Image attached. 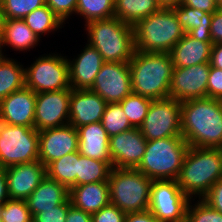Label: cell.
I'll return each instance as SVG.
<instances>
[{
    "instance_id": "1",
    "label": "cell",
    "mask_w": 222,
    "mask_h": 222,
    "mask_svg": "<svg viewBox=\"0 0 222 222\" xmlns=\"http://www.w3.org/2000/svg\"><path fill=\"white\" fill-rule=\"evenodd\" d=\"M181 133L191 147L222 149V100L181 102Z\"/></svg>"
},
{
    "instance_id": "2",
    "label": "cell",
    "mask_w": 222,
    "mask_h": 222,
    "mask_svg": "<svg viewBox=\"0 0 222 222\" xmlns=\"http://www.w3.org/2000/svg\"><path fill=\"white\" fill-rule=\"evenodd\" d=\"M128 63L133 93L152 100L169 98L174 68L170 53L135 50Z\"/></svg>"
},
{
    "instance_id": "3",
    "label": "cell",
    "mask_w": 222,
    "mask_h": 222,
    "mask_svg": "<svg viewBox=\"0 0 222 222\" xmlns=\"http://www.w3.org/2000/svg\"><path fill=\"white\" fill-rule=\"evenodd\" d=\"M220 178L222 149L189 146L176 180L184 194L202 199Z\"/></svg>"
},
{
    "instance_id": "4",
    "label": "cell",
    "mask_w": 222,
    "mask_h": 222,
    "mask_svg": "<svg viewBox=\"0 0 222 222\" xmlns=\"http://www.w3.org/2000/svg\"><path fill=\"white\" fill-rule=\"evenodd\" d=\"M88 43L102 55L104 62L128 63L135 52L134 28L117 17L85 24Z\"/></svg>"
},
{
    "instance_id": "5",
    "label": "cell",
    "mask_w": 222,
    "mask_h": 222,
    "mask_svg": "<svg viewBox=\"0 0 222 222\" xmlns=\"http://www.w3.org/2000/svg\"><path fill=\"white\" fill-rule=\"evenodd\" d=\"M133 28L135 49L140 52L170 53L185 35L173 9H160Z\"/></svg>"
},
{
    "instance_id": "6",
    "label": "cell",
    "mask_w": 222,
    "mask_h": 222,
    "mask_svg": "<svg viewBox=\"0 0 222 222\" xmlns=\"http://www.w3.org/2000/svg\"><path fill=\"white\" fill-rule=\"evenodd\" d=\"M189 148L183 136L147 141L143 158L136 169L154 180H177Z\"/></svg>"
},
{
    "instance_id": "7",
    "label": "cell",
    "mask_w": 222,
    "mask_h": 222,
    "mask_svg": "<svg viewBox=\"0 0 222 222\" xmlns=\"http://www.w3.org/2000/svg\"><path fill=\"white\" fill-rule=\"evenodd\" d=\"M153 181L136 168H114L109 173V200L125 214L149 209Z\"/></svg>"
},
{
    "instance_id": "8",
    "label": "cell",
    "mask_w": 222,
    "mask_h": 222,
    "mask_svg": "<svg viewBox=\"0 0 222 222\" xmlns=\"http://www.w3.org/2000/svg\"><path fill=\"white\" fill-rule=\"evenodd\" d=\"M39 160V131L0 122V167Z\"/></svg>"
},
{
    "instance_id": "9",
    "label": "cell",
    "mask_w": 222,
    "mask_h": 222,
    "mask_svg": "<svg viewBox=\"0 0 222 222\" xmlns=\"http://www.w3.org/2000/svg\"><path fill=\"white\" fill-rule=\"evenodd\" d=\"M27 68H25V86L36 94L71 89L66 56H59L58 53L43 55Z\"/></svg>"
},
{
    "instance_id": "10",
    "label": "cell",
    "mask_w": 222,
    "mask_h": 222,
    "mask_svg": "<svg viewBox=\"0 0 222 222\" xmlns=\"http://www.w3.org/2000/svg\"><path fill=\"white\" fill-rule=\"evenodd\" d=\"M139 130L147 141L182 136L181 102L173 98L153 100Z\"/></svg>"
},
{
    "instance_id": "11",
    "label": "cell",
    "mask_w": 222,
    "mask_h": 222,
    "mask_svg": "<svg viewBox=\"0 0 222 222\" xmlns=\"http://www.w3.org/2000/svg\"><path fill=\"white\" fill-rule=\"evenodd\" d=\"M189 201L176 180L153 181L149 210L160 222H185Z\"/></svg>"
},
{
    "instance_id": "12",
    "label": "cell",
    "mask_w": 222,
    "mask_h": 222,
    "mask_svg": "<svg viewBox=\"0 0 222 222\" xmlns=\"http://www.w3.org/2000/svg\"><path fill=\"white\" fill-rule=\"evenodd\" d=\"M89 90L107 103H120L132 93L129 63L104 62Z\"/></svg>"
},
{
    "instance_id": "13",
    "label": "cell",
    "mask_w": 222,
    "mask_h": 222,
    "mask_svg": "<svg viewBox=\"0 0 222 222\" xmlns=\"http://www.w3.org/2000/svg\"><path fill=\"white\" fill-rule=\"evenodd\" d=\"M71 89L36 94L34 128L42 131L69 124Z\"/></svg>"
},
{
    "instance_id": "14",
    "label": "cell",
    "mask_w": 222,
    "mask_h": 222,
    "mask_svg": "<svg viewBox=\"0 0 222 222\" xmlns=\"http://www.w3.org/2000/svg\"><path fill=\"white\" fill-rule=\"evenodd\" d=\"M210 63L189 67H174L169 86V98L178 102L207 97Z\"/></svg>"
},
{
    "instance_id": "15",
    "label": "cell",
    "mask_w": 222,
    "mask_h": 222,
    "mask_svg": "<svg viewBox=\"0 0 222 222\" xmlns=\"http://www.w3.org/2000/svg\"><path fill=\"white\" fill-rule=\"evenodd\" d=\"M78 131L68 124L39 131V161L47 167L64 155L78 151Z\"/></svg>"
},
{
    "instance_id": "16",
    "label": "cell",
    "mask_w": 222,
    "mask_h": 222,
    "mask_svg": "<svg viewBox=\"0 0 222 222\" xmlns=\"http://www.w3.org/2000/svg\"><path fill=\"white\" fill-rule=\"evenodd\" d=\"M147 140L139 128L110 137L109 152L114 168H136L146 150Z\"/></svg>"
},
{
    "instance_id": "17",
    "label": "cell",
    "mask_w": 222,
    "mask_h": 222,
    "mask_svg": "<svg viewBox=\"0 0 222 222\" xmlns=\"http://www.w3.org/2000/svg\"><path fill=\"white\" fill-rule=\"evenodd\" d=\"M35 107L36 93L24 86L0 101V122L34 128Z\"/></svg>"
},
{
    "instance_id": "18",
    "label": "cell",
    "mask_w": 222,
    "mask_h": 222,
    "mask_svg": "<svg viewBox=\"0 0 222 222\" xmlns=\"http://www.w3.org/2000/svg\"><path fill=\"white\" fill-rule=\"evenodd\" d=\"M9 199L25 200L46 177V167L39 161L5 168Z\"/></svg>"
},
{
    "instance_id": "19",
    "label": "cell",
    "mask_w": 222,
    "mask_h": 222,
    "mask_svg": "<svg viewBox=\"0 0 222 222\" xmlns=\"http://www.w3.org/2000/svg\"><path fill=\"white\" fill-rule=\"evenodd\" d=\"M107 102L87 89H72L70 96L69 124L74 128L100 122Z\"/></svg>"
},
{
    "instance_id": "20",
    "label": "cell",
    "mask_w": 222,
    "mask_h": 222,
    "mask_svg": "<svg viewBox=\"0 0 222 222\" xmlns=\"http://www.w3.org/2000/svg\"><path fill=\"white\" fill-rule=\"evenodd\" d=\"M75 59L68 61L69 80L72 89H90L104 61L97 49L87 43Z\"/></svg>"
},
{
    "instance_id": "21",
    "label": "cell",
    "mask_w": 222,
    "mask_h": 222,
    "mask_svg": "<svg viewBox=\"0 0 222 222\" xmlns=\"http://www.w3.org/2000/svg\"><path fill=\"white\" fill-rule=\"evenodd\" d=\"M77 131L79 136L78 152L84 157L105 161L112 167L109 152L110 137L101 121L83 125L77 128Z\"/></svg>"
},
{
    "instance_id": "22",
    "label": "cell",
    "mask_w": 222,
    "mask_h": 222,
    "mask_svg": "<svg viewBox=\"0 0 222 222\" xmlns=\"http://www.w3.org/2000/svg\"><path fill=\"white\" fill-rule=\"evenodd\" d=\"M69 198L74 207L92 215L110 203L108 181L74 186Z\"/></svg>"
},
{
    "instance_id": "23",
    "label": "cell",
    "mask_w": 222,
    "mask_h": 222,
    "mask_svg": "<svg viewBox=\"0 0 222 222\" xmlns=\"http://www.w3.org/2000/svg\"><path fill=\"white\" fill-rule=\"evenodd\" d=\"M212 45V42H203L185 33L170 52L173 66L189 67L210 63Z\"/></svg>"
},
{
    "instance_id": "24",
    "label": "cell",
    "mask_w": 222,
    "mask_h": 222,
    "mask_svg": "<svg viewBox=\"0 0 222 222\" xmlns=\"http://www.w3.org/2000/svg\"><path fill=\"white\" fill-rule=\"evenodd\" d=\"M69 198V190L47 175L38 187L25 199L32 217L43 209L63 204Z\"/></svg>"
},
{
    "instance_id": "25",
    "label": "cell",
    "mask_w": 222,
    "mask_h": 222,
    "mask_svg": "<svg viewBox=\"0 0 222 222\" xmlns=\"http://www.w3.org/2000/svg\"><path fill=\"white\" fill-rule=\"evenodd\" d=\"M173 10L185 33L197 40L212 42L210 26L213 13H206L186 5H180Z\"/></svg>"
},
{
    "instance_id": "26",
    "label": "cell",
    "mask_w": 222,
    "mask_h": 222,
    "mask_svg": "<svg viewBox=\"0 0 222 222\" xmlns=\"http://www.w3.org/2000/svg\"><path fill=\"white\" fill-rule=\"evenodd\" d=\"M39 40L23 19H5L0 35L1 49L8 45V47H13L15 51H27V49L30 50L38 45Z\"/></svg>"
},
{
    "instance_id": "27",
    "label": "cell",
    "mask_w": 222,
    "mask_h": 222,
    "mask_svg": "<svg viewBox=\"0 0 222 222\" xmlns=\"http://www.w3.org/2000/svg\"><path fill=\"white\" fill-rule=\"evenodd\" d=\"M161 8L157 0H115V17L134 26L139 20L147 18Z\"/></svg>"
},
{
    "instance_id": "28",
    "label": "cell",
    "mask_w": 222,
    "mask_h": 222,
    "mask_svg": "<svg viewBox=\"0 0 222 222\" xmlns=\"http://www.w3.org/2000/svg\"><path fill=\"white\" fill-rule=\"evenodd\" d=\"M25 86V68L4 56L0 61V101Z\"/></svg>"
},
{
    "instance_id": "29",
    "label": "cell",
    "mask_w": 222,
    "mask_h": 222,
    "mask_svg": "<svg viewBox=\"0 0 222 222\" xmlns=\"http://www.w3.org/2000/svg\"><path fill=\"white\" fill-rule=\"evenodd\" d=\"M47 176L63 184L68 190L76 186L78 151L62 156L46 167Z\"/></svg>"
},
{
    "instance_id": "30",
    "label": "cell",
    "mask_w": 222,
    "mask_h": 222,
    "mask_svg": "<svg viewBox=\"0 0 222 222\" xmlns=\"http://www.w3.org/2000/svg\"><path fill=\"white\" fill-rule=\"evenodd\" d=\"M111 166L101 160L84 157L78 152V173L76 174V186L108 181Z\"/></svg>"
},
{
    "instance_id": "31",
    "label": "cell",
    "mask_w": 222,
    "mask_h": 222,
    "mask_svg": "<svg viewBox=\"0 0 222 222\" xmlns=\"http://www.w3.org/2000/svg\"><path fill=\"white\" fill-rule=\"evenodd\" d=\"M23 20L39 39L42 34L56 31L63 25L61 19L47 5L33 10Z\"/></svg>"
},
{
    "instance_id": "32",
    "label": "cell",
    "mask_w": 222,
    "mask_h": 222,
    "mask_svg": "<svg viewBox=\"0 0 222 222\" xmlns=\"http://www.w3.org/2000/svg\"><path fill=\"white\" fill-rule=\"evenodd\" d=\"M115 0H78L76 6L77 15L83 16L88 23L94 20H102L115 17Z\"/></svg>"
},
{
    "instance_id": "33",
    "label": "cell",
    "mask_w": 222,
    "mask_h": 222,
    "mask_svg": "<svg viewBox=\"0 0 222 222\" xmlns=\"http://www.w3.org/2000/svg\"><path fill=\"white\" fill-rule=\"evenodd\" d=\"M152 101V99L132 92L120 102L122 110L133 128H139L142 125Z\"/></svg>"
},
{
    "instance_id": "34",
    "label": "cell",
    "mask_w": 222,
    "mask_h": 222,
    "mask_svg": "<svg viewBox=\"0 0 222 222\" xmlns=\"http://www.w3.org/2000/svg\"><path fill=\"white\" fill-rule=\"evenodd\" d=\"M101 123L109 137L132 129L120 103H107Z\"/></svg>"
},
{
    "instance_id": "35",
    "label": "cell",
    "mask_w": 222,
    "mask_h": 222,
    "mask_svg": "<svg viewBox=\"0 0 222 222\" xmlns=\"http://www.w3.org/2000/svg\"><path fill=\"white\" fill-rule=\"evenodd\" d=\"M2 222H32V215L25 200L8 199L0 210Z\"/></svg>"
},
{
    "instance_id": "36",
    "label": "cell",
    "mask_w": 222,
    "mask_h": 222,
    "mask_svg": "<svg viewBox=\"0 0 222 222\" xmlns=\"http://www.w3.org/2000/svg\"><path fill=\"white\" fill-rule=\"evenodd\" d=\"M5 19H24L33 10L46 5V0H1Z\"/></svg>"
},
{
    "instance_id": "37",
    "label": "cell",
    "mask_w": 222,
    "mask_h": 222,
    "mask_svg": "<svg viewBox=\"0 0 222 222\" xmlns=\"http://www.w3.org/2000/svg\"><path fill=\"white\" fill-rule=\"evenodd\" d=\"M189 201L185 222H222V213L212 208L203 199L191 205Z\"/></svg>"
},
{
    "instance_id": "38",
    "label": "cell",
    "mask_w": 222,
    "mask_h": 222,
    "mask_svg": "<svg viewBox=\"0 0 222 222\" xmlns=\"http://www.w3.org/2000/svg\"><path fill=\"white\" fill-rule=\"evenodd\" d=\"M71 205L70 198H68L63 204L57 205L53 209H43L32 217V222H65Z\"/></svg>"
},
{
    "instance_id": "39",
    "label": "cell",
    "mask_w": 222,
    "mask_h": 222,
    "mask_svg": "<svg viewBox=\"0 0 222 222\" xmlns=\"http://www.w3.org/2000/svg\"><path fill=\"white\" fill-rule=\"evenodd\" d=\"M78 0H46V5L64 23L72 14L76 13Z\"/></svg>"
},
{
    "instance_id": "40",
    "label": "cell",
    "mask_w": 222,
    "mask_h": 222,
    "mask_svg": "<svg viewBox=\"0 0 222 222\" xmlns=\"http://www.w3.org/2000/svg\"><path fill=\"white\" fill-rule=\"evenodd\" d=\"M125 215L116 205L109 203L91 216L92 222H123Z\"/></svg>"
},
{
    "instance_id": "41",
    "label": "cell",
    "mask_w": 222,
    "mask_h": 222,
    "mask_svg": "<svg viewBox=\"0 0 222 222\" xmlns=\"http://www.w3.org/2000/svg\"><path fill=\"white\" fill-rule=\"evenodd\" d=\"M207 97L215 100H222V69L210 66Z\"/></svg>"
},
{
    "instance_id": "42",
    "label": "cell",
    "mask_w": 222,
    "mask_h": 222,
    "mask_svg": "<svg viewBox=\"0 0 222 222\" xmlns=\"http://www.w3.org/2000/svg\"><path fill=\"white\" fill-rule=\"evenodd\" d=\"M212 208L222 213V178H220L202 198Z\"/></svg>"
},
{
    "instance_id": "43",
    "label": "cell",
    "mask_w": 222,
    "mask_h": 222,
    "mask_svg": "<svg viewBox=\"0 0 222 222\" xmlns=\"http://www.w3.org/2000/svg\"><path fill=\"white\" fill-rule=\"evenodd\" d=\"M210 35L213 44L222 43V7L212 14Z\"/></svg>"
},
{
    "instance_id": "44",
    "label": "cell",
    "mask_w": 222,
    "mask_h": 222,
    "mask_svg": "<svg viewBox=\"0 0 222 222\" xmlns=\"http://www.w3.org/2000/svg\"><path fill=\"white\" fill-rule=\"evenodd\" d=\"M181 5L196 8L206 13H214L219 8L215 0H182Z\"/></svg>"
},
{
    "instance_id": "45",
    "label": "cell",
    "mask_w": 222,
    "mask_h": 222,
    "mask_svg": "<svg viewBox=\"0 0 222 222\" xmlns=\"http://www.w3.org/2000/svg\"><path fill=\"white\" fill-rule=\"evenodd\" d=\"M123 222H160L148 209L142 212L128 213Z\"/></svg>"
},
{
    "instance_id": "46",
    "label": "cell",
    "mask_w": 222,
    "mask_h": 222,
    "mask_svg": "<svg viewBox=\"0 0 222 222\" xmlns=\"http://www.w3.org/2000/svg\"><path fill=\"white\" fill-rule=\"evenodd\" d=\"M65 222H92V216L91 214L71 205L67 212Z\"/></svg>"
},
{
    "instance_id": "47",
    "label": "cell",
    "mask_w": 222,
    "mask_h": 222,
    "mask_svg": "<svg viewBox=\"0 0 222 222\" xmlns=\"http://www.w3.org/2000/svg\"><path fill=\"white\" fill-rule=\"evenodd\" d=\"M210 66L222 69V43L212 45Z\"/></svg>"
},
{
    "instance_id": "48",
    "label": "cell",
    "mask_w": 222,
    "mask_h": 222,
    "mask_svg": "<svg viewBox=\"0 0 222 222\" xmlns=\"http://www.w3.org/2000/svg\"><path fill=\"white\" fill-rule=\"evenodd\" d=\"M9 199L5 168L0 167V205Z\"/></svg>"
},
{
    "instance_id": "49",
    "label": "cell",
    "mask_w": 222,
    "mask_h": 222,
    "mask_svg": "<svg viewBox=\"0 0 222 222\" xmlns=\"http://www.w3.org/2000/svg\"><path fill=\"white\" fill-rule=\"evenodd\" d=\"M161 9H173L181 5L182 0H157Z\"/></svg>"
},
{
    "instance_id": "50",
    "label": "cell",
    "mask_w": 222,
    "mask_h": 222,
    "mask_svg": "<svg viewBox=\"0 0 222 222\" xmlns=\"http://www.w3.org/2000/svg\"><path fill=\"white\" fill-rule=\"evenodd\" d=\"M4 23H5V15H4V10H3V7H2V3L0 1V35L2 33Z\"/></svg>"
},
{
    "instance_id": "51",
    "label": "cell",
    "mask_w": 222,
    "mask_h": 222,
    "mask_svg": "<svg viewBox=\"0 0 222 222\" xmlns=\"http://www.w3.org/2000/svg\"><path fill=\"white\" fill-rule=\"evenodd\" d=\"M215 2L219 7H222V0H215Z\"/></svg>"
},
{
    "instance_id": "52",
    "label": "cell",
    "mask_w": 222,
    "mask_h": 222,
    "mask_svg": "<svg viewBox=\"0 0 222 222\" xmlns=\"http://www.w3.org/2000/svg\"><path fill=\"white\" fill-rule=\"evenodd\" d=\"M3 57H4V54L2 53V49L0 48V61L2 60Z\"/></svg>"
}]
</instances>
